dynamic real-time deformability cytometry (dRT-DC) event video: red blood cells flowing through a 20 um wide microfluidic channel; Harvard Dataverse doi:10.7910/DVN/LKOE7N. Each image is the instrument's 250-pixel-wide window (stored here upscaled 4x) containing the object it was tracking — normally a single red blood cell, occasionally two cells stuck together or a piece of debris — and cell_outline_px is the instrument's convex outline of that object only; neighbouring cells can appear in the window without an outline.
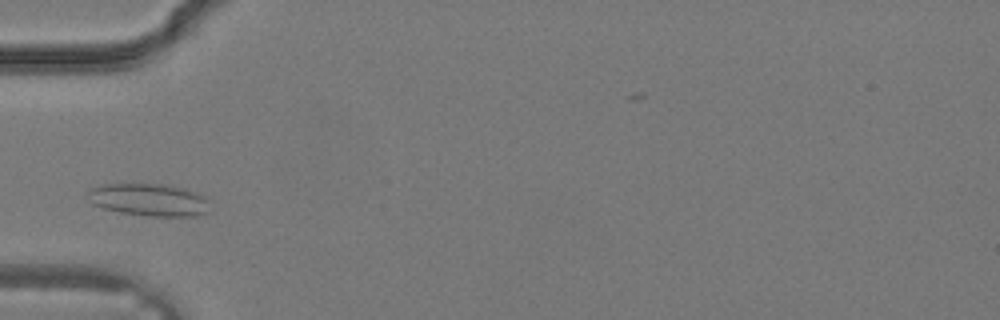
{"species": "common noctule bat (a hibernating species)", "species_latin": "Nyctalus noctula", "temperature_condition": "warm", "stored_images_in_passage": 21, "camera_frame_rate_fps": 3000, "um_per_image_px": 0.085, "animal": {"sex": "male", "body_mass_g": 19.2, "forearm_length_mm": 51.8}, "frame": {"image": 1, "passage_image": 4, "time_ms": 1.0, "image_size_px": [1000, 320], "cell_outline_px": [[212, 200], [208, 212], [200, 216], [148, 216], [120, 212], [104, 208], [92, 204], [88, 192], [92, 188], [100, 184], [164, 184], [184, 188], [196, 192]], "centroid_in_image_um": [12.75, 16.99], "position_along_channel_um": 72.3, "area_um2": 23.29}}
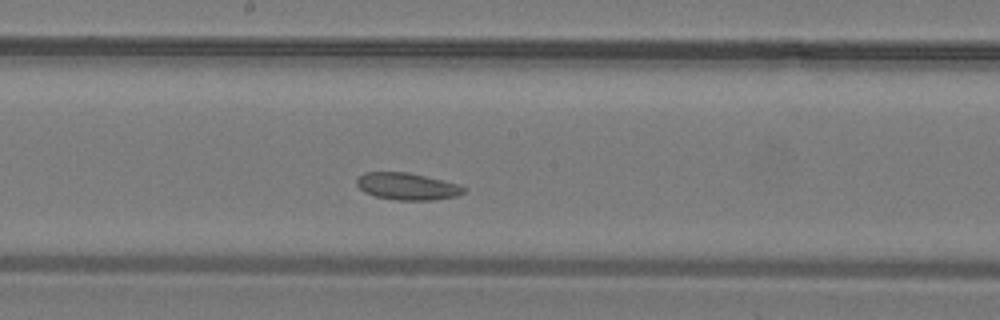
{"frame": {"image": 2, "passage_image": 11, "time_ms": 3.333, "image_size_px": [1000, 320], "cell_outline_px": [[468, 188], [464, 192], [456, 196], [432, 200], [396, 200], [376, 196], [364, 192], [356, 184], [356, 180], [364, 172], [408, 172], [460, 184]], "centroid_in_image_um": [34.63, 15.84], "position_along_channel_um": 213.6, "area_um2": 16.88}}
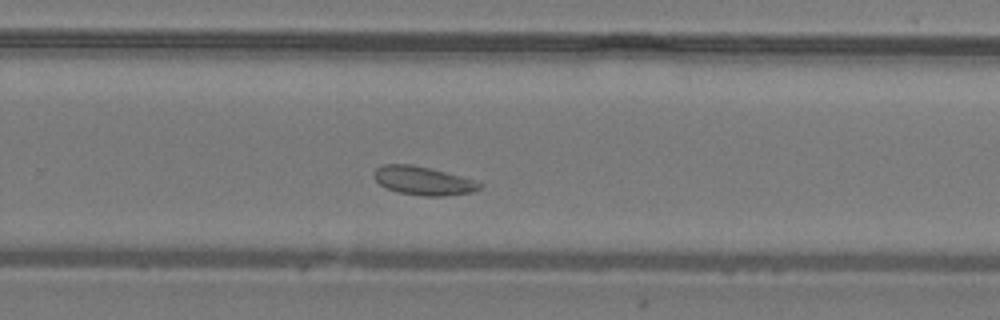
{"frame": {"image": 3, "passage_image": 15, "time_ms": 4.667, "image_size_px": [1000, 320], "cell_outline_px": [[484, 184], [480, 188], [472, 192], [444, 196], [424, 196], [396, 192], [380, 184], [372, 176], [372, 172], [376, 168], [384, 164], [408, 164], [428, 168], [460, 176]], "centroid_in_image_um": [35.93, 15.37], "position_along_channel_um": 293.9, "area_um2": 17.4}}